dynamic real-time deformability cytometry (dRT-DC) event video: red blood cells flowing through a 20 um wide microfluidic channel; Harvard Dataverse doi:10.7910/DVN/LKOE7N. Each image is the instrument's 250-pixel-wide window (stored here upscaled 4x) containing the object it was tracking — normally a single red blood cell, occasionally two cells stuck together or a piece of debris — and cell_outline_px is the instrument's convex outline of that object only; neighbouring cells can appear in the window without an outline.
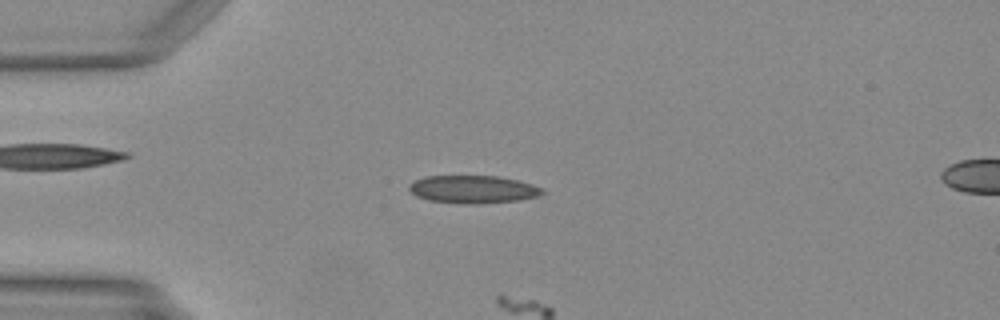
{"species": "Egyptian fruit bat (a non-hibernating species)", "species_latin": "Rousettus aegyptiacus", "temperature_condition": "warm", "stored_images_in_passage": 5, "camera_frame_rate_fps": 3000, "um_per_image_px": 0.085, "animal": {"sex": "female"}, "frame": {"image": 1, "passage_image": 4, "time_ms": 1.0, "image_size_px": [1000, 320], "cell_outline_px": [[544, 192], [536, 196], [520, 200], [476, 204], [464, 204], [428, 200], [416, 196], [408, 188], [408, 184], [416, 180], [428, 176], [496, 176], [516, 180], [532, 184], [544, 188]], "centroid_in_image_um": [40.2, 16.1], "position_along_channel_um": 44.8, "area_um2": 21.5}}